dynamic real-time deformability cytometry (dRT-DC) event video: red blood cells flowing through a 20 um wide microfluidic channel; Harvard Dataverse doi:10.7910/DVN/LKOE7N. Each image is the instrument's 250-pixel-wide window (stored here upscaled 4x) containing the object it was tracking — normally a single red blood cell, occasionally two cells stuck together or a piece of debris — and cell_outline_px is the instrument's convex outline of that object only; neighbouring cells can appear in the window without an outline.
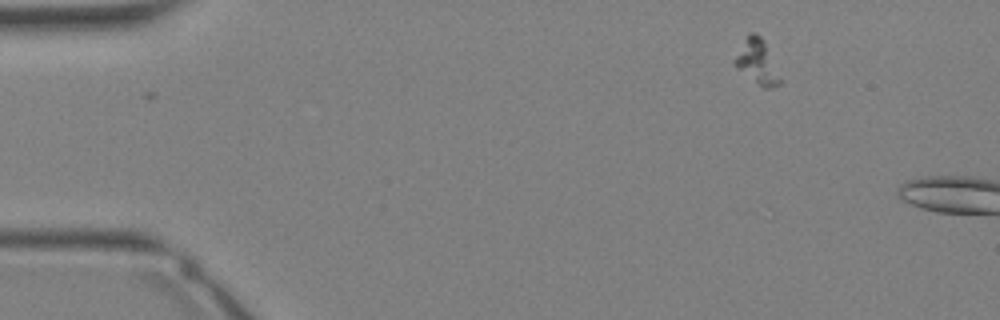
{"species": "Egyptian fruit bat (a non-hibernating species)", "species_latin": "Rousettus aegyptiacus", "temperature_condition": "warm", "stored_images_in_passage": 2, "camera_frame_rate_fps": 3000, "um_per_image_px": 0.085, "animal": {"sex": "female"}, "frame": {"image": 1, "passage_image": 2, "time_ms": 0.333, "image_size_px": [1000, 320], "cell_outline_px": [[780, 84], [768, 88], [764, 88], [736, 68], [732, 64], [732, 60], [748, 36], [752, 32], [756, 32], [764, 40], [780, 80]], "centroid_in_image_um": [64.31, 5.26], "position_along_channel_um": 20.7, "area_um2": 11.21}}